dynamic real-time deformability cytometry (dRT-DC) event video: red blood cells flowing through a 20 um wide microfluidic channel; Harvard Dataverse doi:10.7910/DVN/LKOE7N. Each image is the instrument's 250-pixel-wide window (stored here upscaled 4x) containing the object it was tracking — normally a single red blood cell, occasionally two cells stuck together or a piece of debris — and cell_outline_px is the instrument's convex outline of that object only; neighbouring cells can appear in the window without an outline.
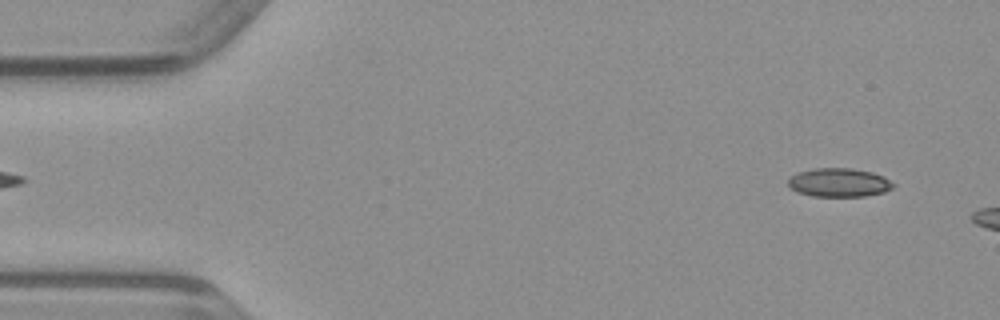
{"species": "common noctule bat (a hibernating species)", "species_latin": "Nyctalus noctula", "temperature_condition": "warm", "stored_images_in_passage": 9, "camera_frame_rate_fps": 3000, "um_per_image_px": 0.085, "animal": {"sex": "male", "body_mass_g": 23.1, "forearm_length_mm": 52.7}, "frame": {"image": 1, "passage_image": 3, "time_ms": 0.667, "image_size_px": [1000, 320], "cell_outline_px": [[896, 184], [892, 188], [884, 192], [864, 196], [812, 196], [796, 192], [788, 184], [788, 180], [796, 172], [812, 168], [852, 168], [872, 172], [884, 176]], "centroid_in_image_um": [71.32, 15.51], "position_along_channel_um": 13.7, "area_um2": 17.69}}